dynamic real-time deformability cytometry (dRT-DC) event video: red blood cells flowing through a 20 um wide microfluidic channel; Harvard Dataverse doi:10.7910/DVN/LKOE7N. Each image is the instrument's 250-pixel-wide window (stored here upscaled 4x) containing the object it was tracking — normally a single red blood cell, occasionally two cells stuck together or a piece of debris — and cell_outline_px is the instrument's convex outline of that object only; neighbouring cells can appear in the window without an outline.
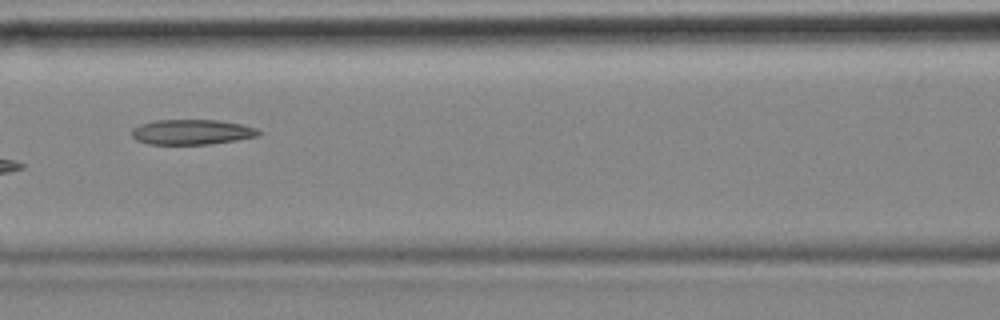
{"species": "common noctule bat (a hibernating species)", "species_latin": "Nyctalus noctula", "temperature_condition": "cold", "stored_images_in_passage": 7, "camera_frame_rate_fps": 3000, "um_per_image_px": 0.085, "animal": {"sex": "female", "body_mass_g": 18.4}, "frame": {"image": 1, "passage_image": 4, "time_ms": 1.0, "image_size_px": [1000, 320], "cell_outline_px": [[264, 132], [260, 136], [236, 140], [208, 144], [148, 144], [136, 140], [132, 136], [132, 128], [140, 124], [156, 120], [220, 120], [240, 124], [256, 128]], "centroid_in_image_um": [16.33, 11.22], "position_along_channel_um": 150.3, "area_um2": 18.67}}
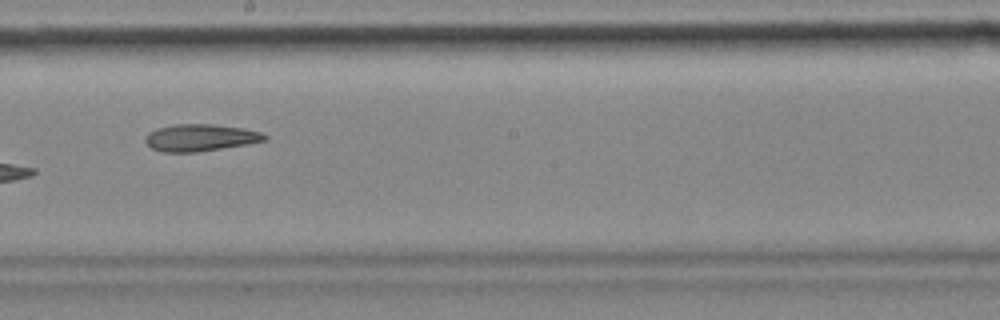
{"frame": {"image": 2, "passage_image": 6, "time_ms": 1.667, "image_size_px": [1000, 320], "cell_outline_px": [[268, 140], [196, 152], [160, 152], [152, 148], [144, 140], [144, 136], [148, 132], [156, 128], [176, 124], [212, 124], [244, 128], [260, 132], [268, 136]], "centroid_in_image_um": [16.99, 11.69], "position_along_channel_um": 231.2, "area_um2": 18.73}}
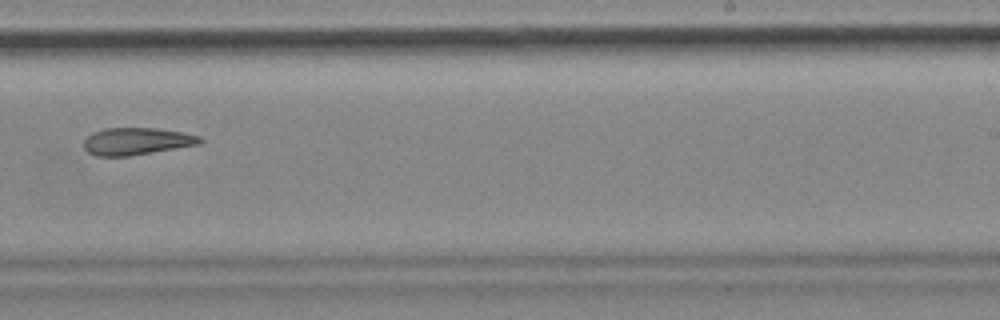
{"frame": {"image": 3, "passage_image": 7, "time_ms": 2.0, "image_size_px": [1000, 320], "cell_outline_px": [[204, 140], [200, 144], [128, 156], [96, 156], [88, 152], [84, 148], [84, 140], [92, 132], [104, 128], [156, 128], [180, 132], [200, 136]], "centroid_in_image_um": [11.59, 12.0], "position_along_channel_um": 277.4, "area_um2": 18.32}}